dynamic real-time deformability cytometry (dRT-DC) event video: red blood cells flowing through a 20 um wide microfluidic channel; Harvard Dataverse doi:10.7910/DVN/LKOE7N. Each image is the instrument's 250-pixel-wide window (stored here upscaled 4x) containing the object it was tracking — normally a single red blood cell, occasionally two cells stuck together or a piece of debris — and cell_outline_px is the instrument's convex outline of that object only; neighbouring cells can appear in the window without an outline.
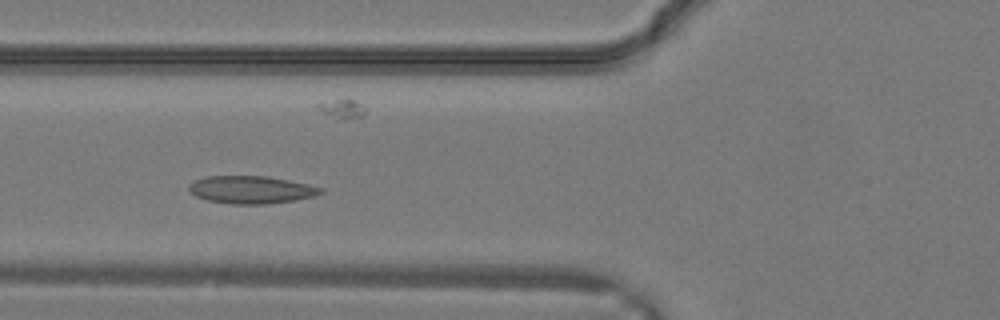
{"species": "common noctule bat (a hibernating species)", "species_latin": "Nyctalus noctula", "temperature_condition": "warm", "stored_images_in_passage": 27, "camera_frame_rate_fps": 3000, "um_per_image_px": 0.085, "animal": {"sex": "male", "body_mass_g": 19.2, "forearm_length_mm": 51.8}, "frame": {"image": 1, "passage_image": 8, "time_ms": 2.333, "image_size_px": [1000, 320], "cell_outline_px": [[324, 192], [312, 196], [292, 200], [264, 204], [232, 204], [208, 200], [196, 196], [188, 188], [188, 184], [192, 180], [204, 176], [268, 176], [308, 184], [324, 188]], "centroid_in_image_um": [21.31, 16.11], "position_along_channel_um": 104.5, "area_um2": 21.15}}
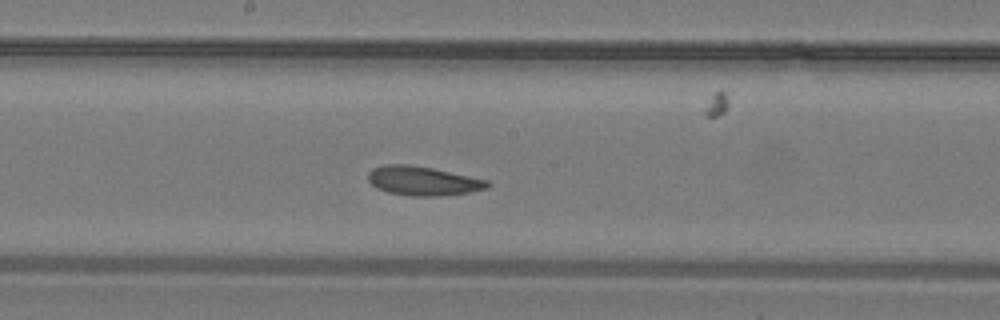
{"frame": {"image": 2, "passage_image": 13, "time_ms": 4.0, "image_size_px": [1000, 320], "cell_outline_px": [[492, 184], [488, 188], [468, 192], [440, 196], [412, 196], [388, 192], [376, 188], [368, 180], [368, 172], [372, 168], [384, 164], [412, 164], [432, 168], [488, 180]], "centroid_in_image_um": [35.93, 15.37], "position_along_channel_um": 212.3, "area_um2": 20.35}}
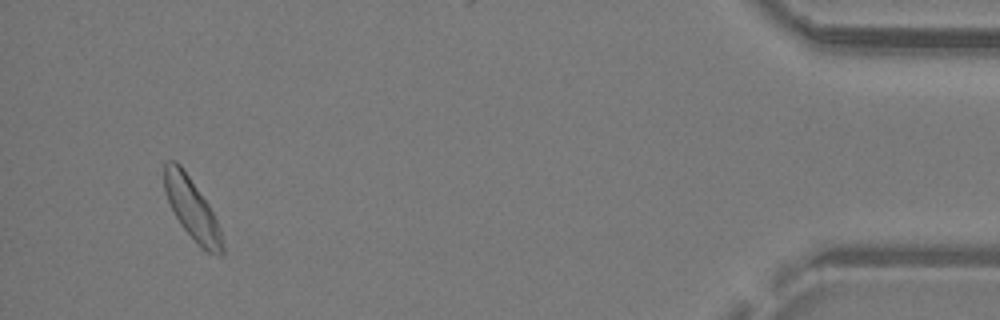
{"frame": {"image": 3, "passage_image": 26, "time_ms": 8.333, "image_size_px": [1000, 320], "cell_outline_px": [[224, 252], [220, 256], [208, 252], [180, 224], [164, 192], [164, 164], [168, 160], [176, 160], [180, 164], [208, 204], [220, 228], [224, 248]], "centroid_in_image_um": [16.31, 17.71], "position_along_channel_um": 418.9, "area_um2": 20.11}}